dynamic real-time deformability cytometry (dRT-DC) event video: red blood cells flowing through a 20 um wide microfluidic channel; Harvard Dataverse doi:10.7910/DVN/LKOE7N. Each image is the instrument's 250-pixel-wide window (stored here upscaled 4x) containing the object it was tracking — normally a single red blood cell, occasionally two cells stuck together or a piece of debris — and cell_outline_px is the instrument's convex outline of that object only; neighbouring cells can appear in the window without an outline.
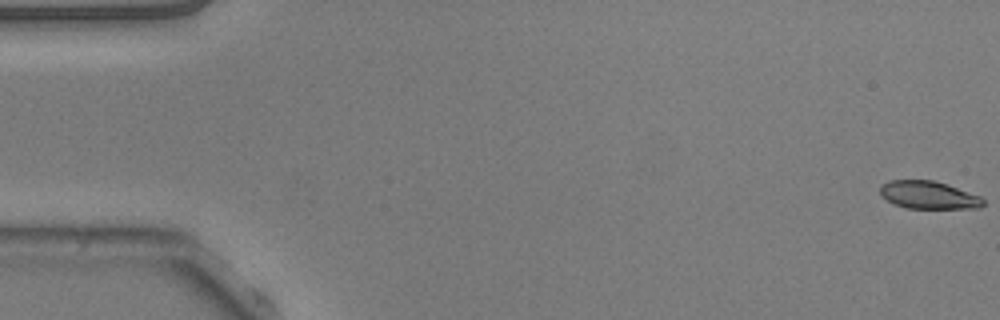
{"species": "common noctule bat (a hibernating species)", "species_latin": "Nyctalus noctula", "temperature_condition": "warm", "stored_images_in_passage": 54, "camera_frame_rate_fps": 3000, "um_per_image_px": 0.085, "animal": {"sex": "male", "body_mass_g": 20.5, "forearm_length_mm": 52.5}, "frame": {"image": 1, "passage_image": 1, "time_ms": 0.0, "image_size_px": [1000, 320], "cell_outline_px": [[984, 204], [980, 208], [904, 208], [892, 204], [880, 196], [880, 184], [888, 180], [932, 180], [980, 196], [984, 200]], "centroid_in_image_um": [78.85, 16.58], "position_along_channel_um": 6.2, "area_um2": 16.7}}
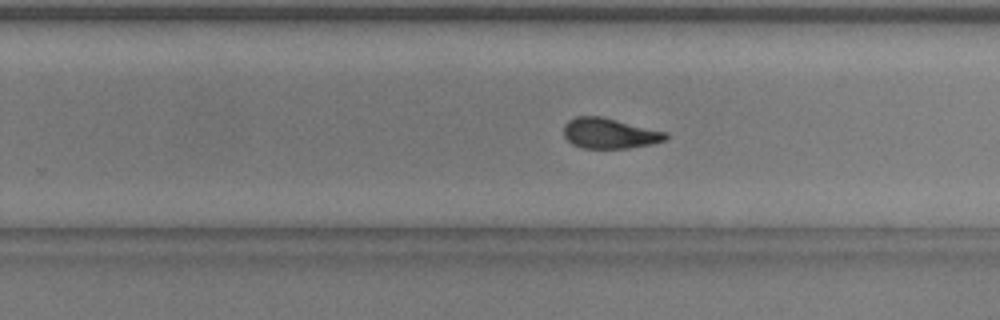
{"frame": {"image": 2, "passage_image": 34, "time_ms": 11.0, "image_size_px": [1000, 320], "cell_outline_px": [[668, 140], [652, 144], [628, 148], [584, 148], [572, 144], [564, 136], [564, 124], [568, 120], [576, 116], [600, 116], [668, 132]], "centroid_in_image_um": [51.83, 11.33], "position_along_channel_um": 278.0, "area_um2": 18.15}}
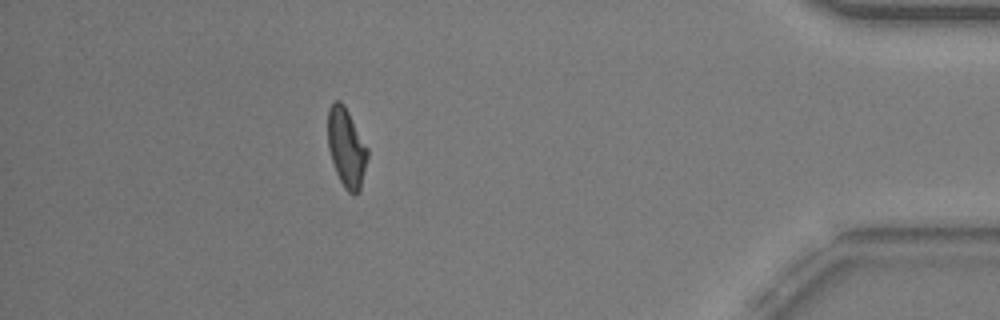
{"frame": {"image": 3, "passage_image": 48, "time_ms": 15.667, "image_size_px": [1000, 320], "cell_outline_px": [[368, 156], [360, 188], [356, 196], [352, 196], [344, 188], [336, 172], [328, 148], [328, 108], [336, 100], [340, 100], [344, 104], [368, 148]], "centroid_in_image_um": [29.44, 12.56], "position_along_channel_um": 405.8, "area_um2": 18.21}, "authors_computed_cell_mechanics": {"area_um2": 18.207, "velocity_mm_per_s": 3.8099, "shape_relaxation_time_tau1_ms": 3.6792, "shape_relaxation_time_tau2_ms": 2.6766, "deformation_change_tau1": 0.1512, "deformation_change_tau2": 0.108}}